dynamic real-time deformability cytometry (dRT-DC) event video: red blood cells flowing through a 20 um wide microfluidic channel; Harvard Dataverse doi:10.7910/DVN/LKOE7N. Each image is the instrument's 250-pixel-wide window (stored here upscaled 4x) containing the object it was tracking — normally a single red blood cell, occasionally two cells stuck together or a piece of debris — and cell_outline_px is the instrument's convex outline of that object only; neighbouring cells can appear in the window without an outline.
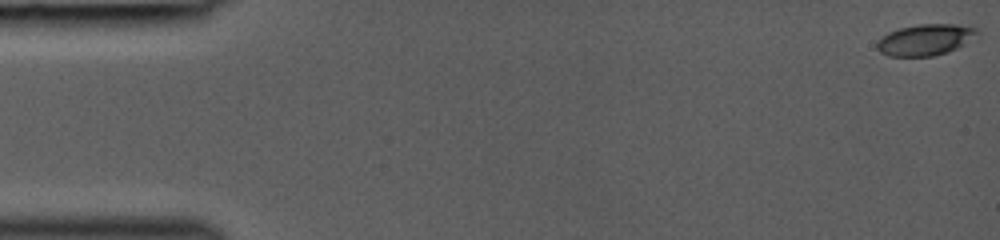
{"species": "common noctule bat (a hibernating species)", "species_latin": "Nyctalus noctula", "temperature_condition": "room temperature", "stored_images_in_passage": 44, "camera_frame_rate_fps": 3000, "um_per_image_px": 0.085, "animal": {"sex": "female", "body_mass_g": 19.0, "forearm_length_mm": 53.3}, "frame": {"image": 1, "passage_image": 1, "time_ms": 0.0, "image_size_px": [1000, 240], "cell_outline_px": [[980, 36], [948, 52], [932, 56], [888, 56], [880, 52], [876, 48], [876, 44], [888, 32], [900, 28], [916, 24], [956, 24], [980, 28]], "centroid_in_image_um": [78.72, 3.37], "position_along_channel_um": 6.3, "area_um2": 18.44}}
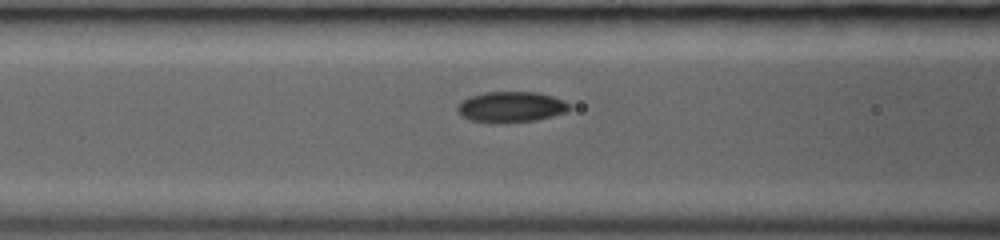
{"frame": {"image": 2, "passage_image": 19, "time_ms": 6.0, "image_size_px": [1000, 240], "cell_outline_px": [[572, 108], [564, 112], [552, 116], [536, 120], [504, 124], [488, 124], [472, 120], [464, 116], [456, 108], [468, 96], [484, 92], [536, 92], [552, 96], [564, 100], [572, 104]], "centroid_in_image_um": [43.47, 9.1], "position_along_channel_um": 123.1, "area_um2": 20.29}}
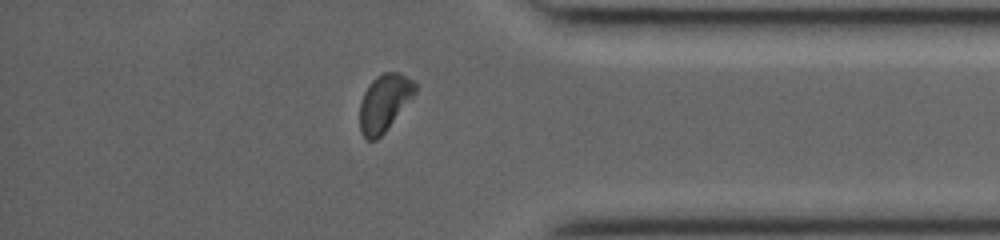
{"frame": {"image": 3, "passage_image": 38, "time_ms": 12.333, "image_size_px": [1000, 240], "cell_outline_px": [[416, 92], [384, 132], [376, 140], [368, 140], [360, 132], [360, 104], [364, 92], [368, 84], [376, 76], [384, 72], [400, 72], [412, 80], [416, 84]], "centroid_in_image_um": [32.65, 8.71], "position_along_channel_um": 402.6, "area_um2": 18.15}}